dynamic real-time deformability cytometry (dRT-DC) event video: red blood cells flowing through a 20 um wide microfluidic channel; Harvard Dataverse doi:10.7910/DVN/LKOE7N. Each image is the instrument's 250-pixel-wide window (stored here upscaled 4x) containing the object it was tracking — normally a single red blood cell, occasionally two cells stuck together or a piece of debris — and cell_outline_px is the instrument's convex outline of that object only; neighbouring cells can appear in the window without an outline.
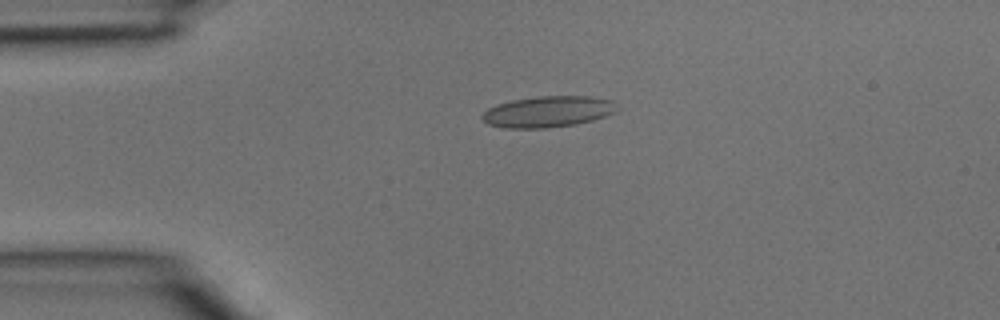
{"species": "common noctule bat (a hibernating species)", "species_latin": "Nyctalus noctula", "temperature_condition": "room temperature", "stored_images_in_passage": 4, "camera_frame_rate_fps": 3000, "um_per_image_px": 0.085, "animal": {"sex": "male", "body_mass_g": 15.6}, "frame": {"image": 1, "passage_image": 3, "time_ms": 0.667, "image_size_px": [1000, 320], "cell_outline_px": [[620, 108], [616, 112], [592, 120], [576, 124], [548, 128], [504, 128], [488, 124], [480, 116], [488, 108], [496, 104], [512, 100], [536, 96], [592, 96], [612, 100]], "centroid_in_image_um": [46.59, 9.48], "position_along_channel_um": 38.4, "area_um2": 24.68}}
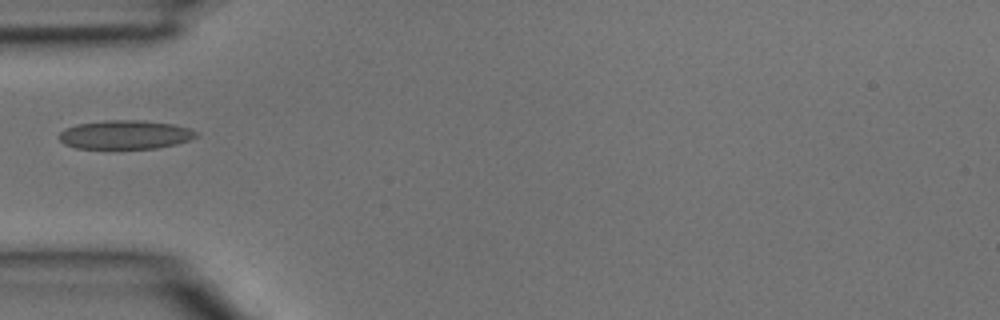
{"frame": {"image": 2, "passage_image": 4, "time_ms": 1.0, "image_size_px": [1000, 320], "cell_outline_px": [[200, 136], [176, 144], [156, 148], [76, 148], [64, 144], [60, 140], [60, 132], [64, 128], [76, 124], [104, 120], [140, 120], [172, 124], [192, 128], [200, 132]], "centroid_in_image_um": [10.68, 11.44], "position_along_channel_um": 74.3, "area_um2": 23.18}}